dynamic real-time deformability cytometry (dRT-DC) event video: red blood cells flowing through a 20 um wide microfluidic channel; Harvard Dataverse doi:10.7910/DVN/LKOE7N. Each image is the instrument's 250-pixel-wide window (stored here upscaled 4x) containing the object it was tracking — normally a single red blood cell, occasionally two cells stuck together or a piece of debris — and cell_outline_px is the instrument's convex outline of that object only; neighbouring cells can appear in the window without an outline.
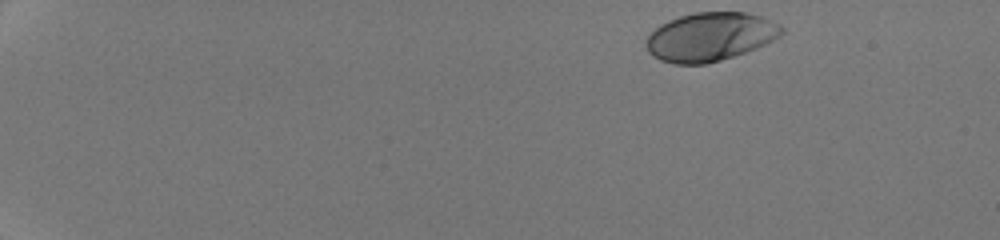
{"species": "human", "species_latin": "Homo sapiens", "temperature_condition": "room temperature", "stored_images_in_passage": 45, "camera_frame_rate_fps": 3000, "um_per_image_px": 0.085, "donor": {"sex": "male"}, "frame": {"image": 1, "passage_image": 1, "time_ms": 0.0, "image_size_px": [1000, 240], "cell_outline_px": [[784, 32], [780, 36], [756, 48], [720, 60], [704, 64], [672, 64], [660, 60], [652, 56], [648, 52], [644, 44], [648, 36], [660, 24], [668, 20], [680, 16], [696, 12], [748, 12], [760, 16], [780, 24], [784, 28]], "centroid_in_image_um": [60.34, 3.12], "position_along_channel_um": 24.7, "area_um2": 38.38}}
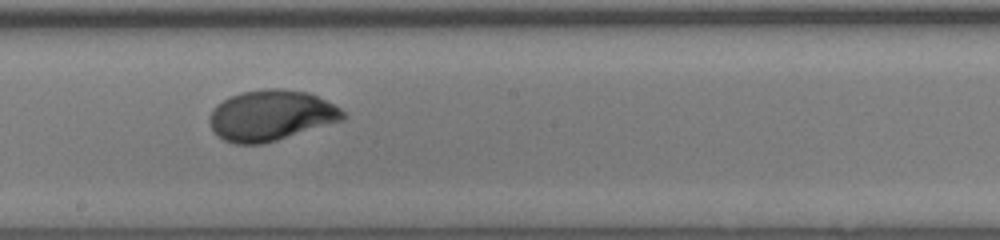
{"frame": {"image": 2, "passage_image": 26, "time_ms": 8.333, "image_size_px": [1000, 240], "cell_outline_px": [[348, 116], [344, 120], [264, 144], [236, 144], [224, 140], [212, 128], [208, 120], [216, 104], [240, 92], [264, 88], [280, 88], [308, 92], [340, 108]], "centroid_in_image_um": [23.05, 9.81], "position_along_channel_um": 225.1, "area_um2": 39.3}}
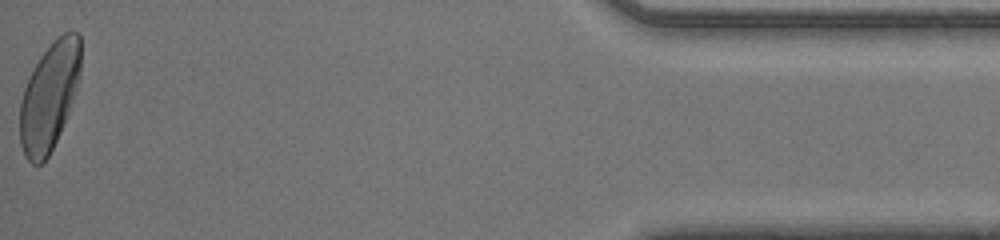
{"frame": {"image": 3, "passage_image": 45, "time_ms": 14.667, "image_size_px": [1000, 240], "cell_outline_px": [[80, 76], [68, 112], [56, 140], [48, 156], [40, 164], [32, 164], [24, 156], [20, 144], [20, 100], [28, 76], [40, 56], [64, 32], [80, 32]], "centroid_in_image_um": [4.17, 8.2], "position_along_channel_um": 431.0, "area_um2": 37.8}, "authors_computed_cell_mechanics": {"area_um2": 38.148, "velocity_mm_per_s": 4.2756, "shape_relaxation_time_tau1_ms": 2.5893, "shape_relaxation_time_tau2_ms": null, "deformation_change_tau1": 0.1612, "deformation_change_tau2": null}}